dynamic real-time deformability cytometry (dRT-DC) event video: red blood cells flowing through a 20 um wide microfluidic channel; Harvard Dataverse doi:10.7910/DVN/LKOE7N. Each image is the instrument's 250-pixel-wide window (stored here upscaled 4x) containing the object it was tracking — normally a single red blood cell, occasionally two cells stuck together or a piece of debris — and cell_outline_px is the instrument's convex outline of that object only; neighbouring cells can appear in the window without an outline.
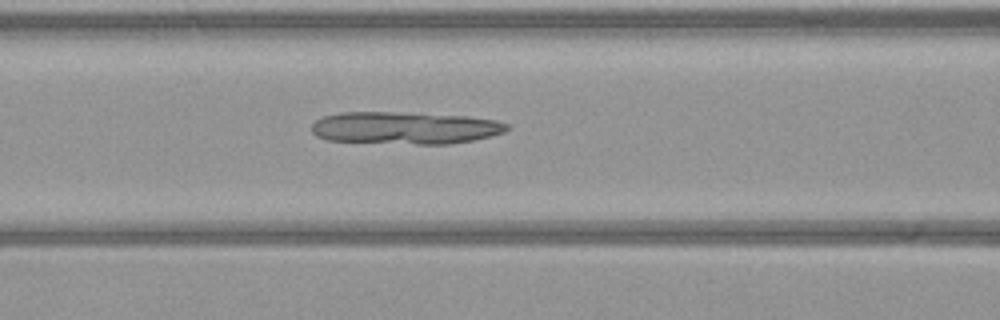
{"species": "common noctule bat (a hibernating species)", "species_latin": "Nyctalus noctula", "temperature_condition": "warm", "stored_images_in_passage": 53, "camera_frame_rate_fps": 3000, "um_per_image_px": 0.085, "animal": {"sex": "female", "body_mass_g": 21.9}, "frame": {"image": 1, "passage_image": 21, "time_ms": 6.667, "image_size_px": [1000, 320], "cell_outline_px": [[512, 128], [504, 132], [472, 140], [448, 144], [416, 144], [328, 140], [316, 136], [312, 132], [312, 124], [316, 120], [324, 116], [340, 112], [392, 112], [468, 116], [496, 120], [508, 124]], "centroid_in_image_um": [34.43, 10.86], "position_along_channel_um": 132.2, "area_um2": 36.7}}
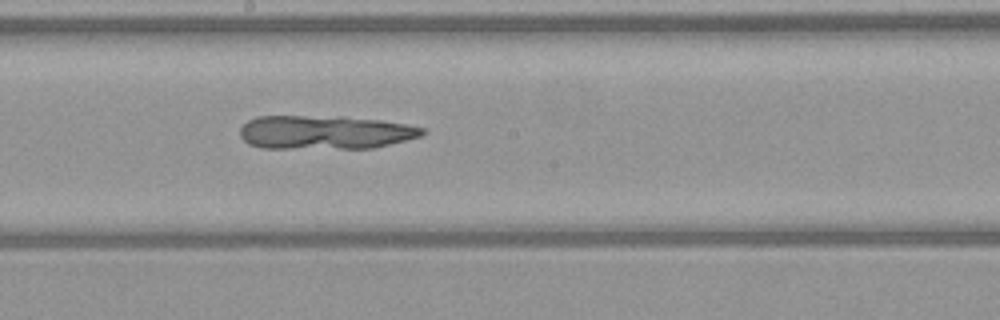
{"frame": {"image": 2, "passage_image": 28, "time_ms": 9.0, "image_size_px": [1000, 320], "cell_outline_px": [[428, 132], [420, 136], [372, 148], [264, 148], [248, 144], [240, 136], [240, 128], [248, 120], [256, 116], [344, 116], [380, 120], [408, 124], [424, 128]], "centroid_in_image_um": [27.61, 11.23], "position_along_channel_um": 220.6, "area_um2": 36.01}}
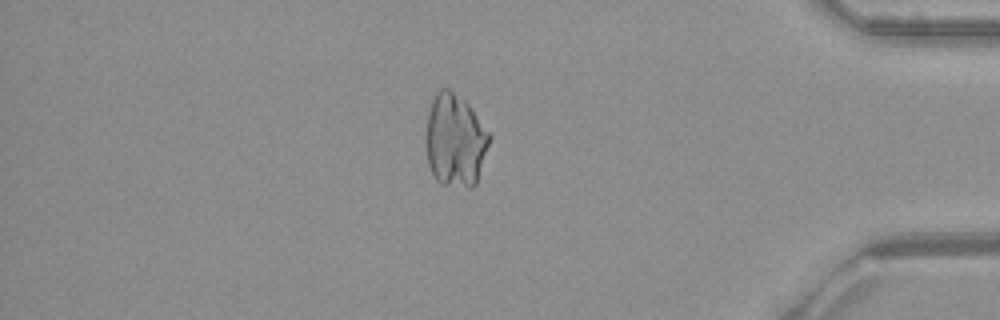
{"frame": {"image": 3, "passage_image": 45, "time_ms": 14.667, "image_size_px": [1000, 320], "cell_outline_px": [[492, 140], [476, 184], [472, 188], [468, 188], [444, 184], [436, 180], [428, 164], [424, 140], [428, 112], [432, 100], [436, 92], [440, 88], [448, 88], [464, 100], [472, 108], [492, 136]], "centroid_in_image_um": [38.69, 11.94], "position_along_channel_um": 396.5, "area_um2": 34.97}}